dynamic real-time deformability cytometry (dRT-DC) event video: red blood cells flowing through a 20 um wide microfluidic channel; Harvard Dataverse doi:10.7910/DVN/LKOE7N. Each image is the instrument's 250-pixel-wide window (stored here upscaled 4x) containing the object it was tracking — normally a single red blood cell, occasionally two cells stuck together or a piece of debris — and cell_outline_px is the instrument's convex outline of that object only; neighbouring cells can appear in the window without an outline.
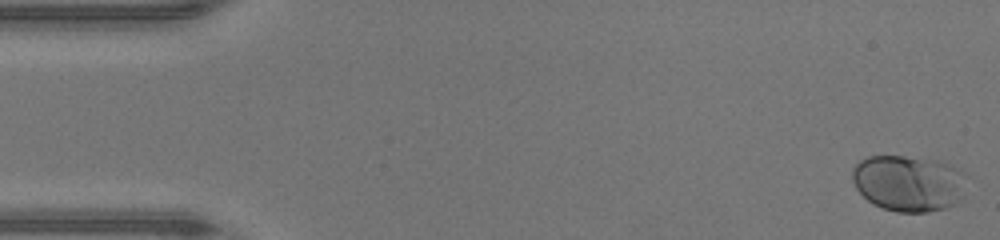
{"species": "human", "species_latin": "Homo sapiens", "temperature_condition": "warm", "stored_images_in_passage": 47, "camera_frame_rate_fps": 3000, "um_per_image_px": 0.085, "donor": {"sex": "male"}, "frame": {"image": 1, "passage_image": 1, "time_ms": 0.0, "image_size_px": [1000, 240], "cell_outline_px": [[968, 176], [964, 196], [956, 204], [944, 208], [928, 212], [896, 212], [872, 204], [856, 188], [852, 180], [852, 168], [860, 160], [868, 156], [904, 156], [940, 160], [964, 172]], "centroid_in_image_um": [77.27, 15.57], "position_along_channel_um": 7.7, "area_um2": 38.03}}
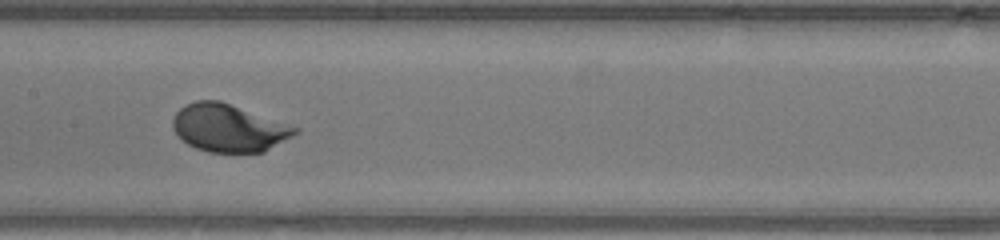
{"frame": {"image": 2, "passage_image": 23, "time_ms": 7.333, "image_size_px": [1000, 240], "cell_outline_px": [[300, 132], [264, 152], [208, 152], [196, 148], [180, 140], [172, 128], [172, 120], [176, 112], [180, 108], [196, 100], [220, 100], [300, 128]], "centroid_in_image_um": [19.43, 10.88], "position_along_channel_um": 188.0, "area_um2": 34.04}}
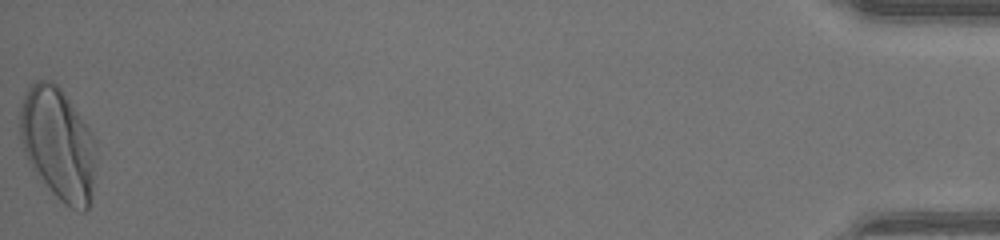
{"frame": {"image": 3, "passage_image": 47, "time_ms": 15.333, "image_size_px": [1000, 240], "cell_outline_px": [[96, 160], [92, 196], [88, 208], [84, 212], [80, 212], [64, 204], [36, 176], [24, 152], [20, 140], [20, 108], [24, 92], [36, 80], [52, 80], [60, 88], [88, 128], [96, 140]], "centroid_in_image_um": [4.94, 12.26], "position_along_channel_um": 430.3, "area_um2": 50.05}, "authors_computed_cell_mechanics": {"area_um2": 33.7552, "velocity_mm_per_s": 4.415, "shape_relaxation_time_tau1_ms": 1.7072, "shape_relaxation_time_tau2_ms": null, "deformation_change_tau1": 0.1532, "deformation_change_tau2": null}}